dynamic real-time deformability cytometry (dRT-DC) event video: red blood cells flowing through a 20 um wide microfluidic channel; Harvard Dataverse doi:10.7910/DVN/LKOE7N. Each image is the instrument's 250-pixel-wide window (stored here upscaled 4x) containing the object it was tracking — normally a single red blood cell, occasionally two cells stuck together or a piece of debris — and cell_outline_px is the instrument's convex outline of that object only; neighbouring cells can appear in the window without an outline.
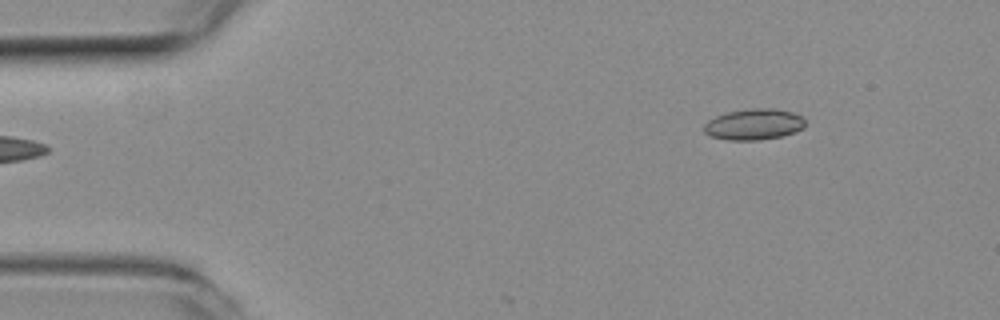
{"species": "common noctule bat (a hibernating species)", "species_latin": "Nyctalus noctula", "temperature_condition": "room temperature", "stored_images_in_passage": 9, "camera_frame_rate_fps": 3000, "um_per_image_px": 0.085, "animal": {"sex": "female", "body_mass_g": 19.3, "forearm_length_mm": 54.1}, "frame": {"image": 1, "passage_image": 1, "time_ms": 0.0, "image_size_px": [1000, 320], "cell_outline_px": [[804, 128], [796, 132], [784, 136], [760, 140], [728, 140], [712, 136], [704, 132], [704, 124], [708, 120], [716, 116], [728, 112], [752, 108], [776, 108], [792, 112], [800, 116], [804, 120]], "centroid_in_image_um": [64.1, 10.57], "position_along_channel_um": 20.9, "area_um2": 18.38}}